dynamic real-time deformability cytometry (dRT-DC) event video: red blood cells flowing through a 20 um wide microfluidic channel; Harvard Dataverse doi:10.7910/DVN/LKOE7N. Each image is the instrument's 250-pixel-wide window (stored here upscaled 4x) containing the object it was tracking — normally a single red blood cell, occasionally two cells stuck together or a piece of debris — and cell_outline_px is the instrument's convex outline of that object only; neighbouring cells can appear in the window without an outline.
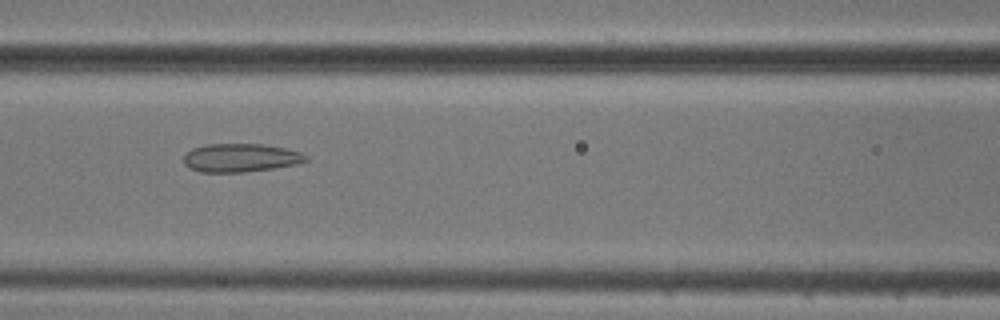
{"species": "common noctule bat (a hibernating species)", "species_latin": "Nyctalus noctula", "temperature_condition": "cold", "stored_images_in_passage": 11, "camera_frame_rate_fps": 3000, "um_per_image_px": 0.085, "animal": {"sex": "male", "body_mass_g": 20.5, "forearm_length_mm": 52.5}, "frame": {"image": 1, "passage_image": 7, "time_ms": 8.333, "image_size_px": [1000, 320], "cell_outline_px": [[308, 160], [296, 164], [272, 168], [244, 172], [200, 172], [188, 168], [184, 164], [184, 156], [192, 148], [204, 144], [264, 144], [284, 148], [300, 152], [308, 156]], "centroid_in_image_um": [20.42, 13.41], "position_along_channel_um": 146.2, "area_um2": 20.23}}
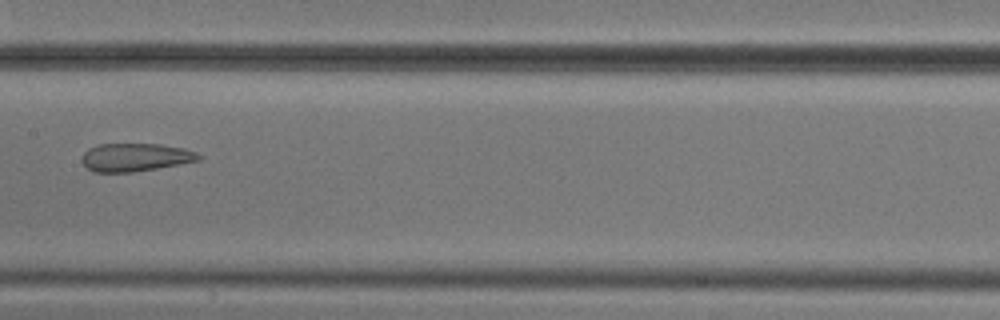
{"frame": {"image": 2, "passage_image": 8, "time_ms": 9.667, "image_size_px": [1000, 320], "cell_outline_px": [[200, 160], [156, 168], [132, 172], [96, 172], [88, 168], [80, 160], [84, 152], [88, 148], [100, 144], [160, 144], [184, 148], [196, 152], [200, 156]], "centroid_in_image_um": [11.48, 13.36], "position_along_channel_um": 195.9, "area_um2": 18.96}}
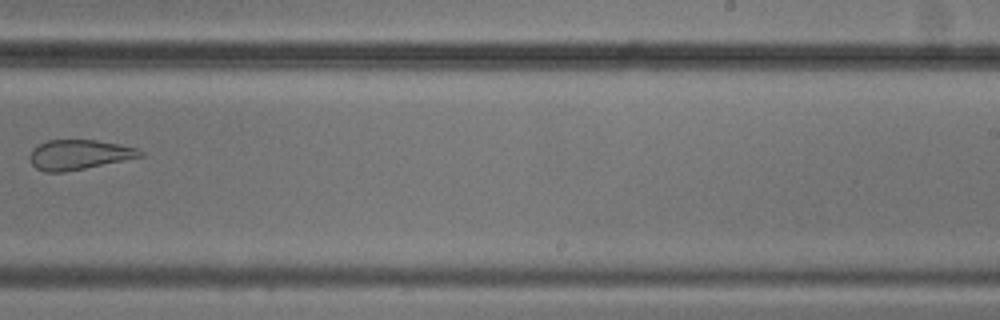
{"frame": {"image": 3, "passage_image": 10, "time_ms": 12.0, "image_size_px": [1000, 320], "cell_outline_px": [[144, 156], [64, 172], [44, 172], [36, 168], [32, 164], [28, 156], [32, 148], [48, 140], [96, 140], [120, 144], [136, 148], [144, 152]], "centroid_in_image_um": [6.69, 13.14], "position_along_channel_um": 282.3, "area_um2": 19.13}}